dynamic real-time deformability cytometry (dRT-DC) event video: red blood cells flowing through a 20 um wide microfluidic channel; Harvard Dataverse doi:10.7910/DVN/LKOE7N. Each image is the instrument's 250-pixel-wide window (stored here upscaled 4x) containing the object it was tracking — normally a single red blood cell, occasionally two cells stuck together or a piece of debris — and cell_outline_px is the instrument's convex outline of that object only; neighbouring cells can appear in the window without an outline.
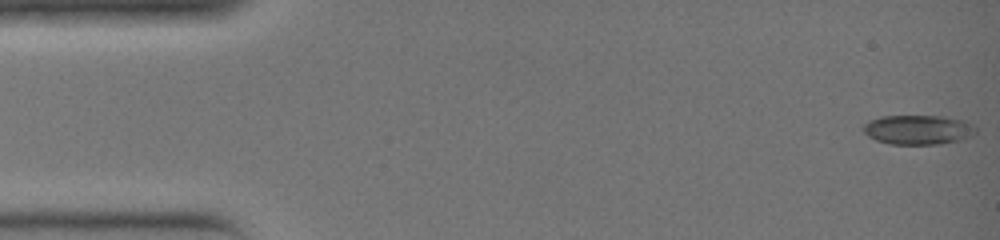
{"species": "common noctule bat (a hibernating species)", "species_latin": "Nyctalus noctula", "temperature_condition": "warm", "stored_images_in_passage": 36, "camera_frame_rate_fps": 3000, "um_per_image_px": 0.085, "animal": {"sex": "female", "body_mass_g": 19.0, "forearm_length_mm": 51.5}, "frame": {"image": 1, "passage_image": 1, "time_ms": 0.0, "image_size_px": [1000, 240], "cell_outline_px": [[976, 132], [972, 136], [960, 140], [940, 144], [892, 144], [876, 140], [868, 136], [864, 132], [864, 124], [868, 120], [880, 116], [944, 116], [964, 120], [972, 124], [976, 128]], "centroid_in_image_um": [78.05, 11.02], "position_along_channel_um": 6.9, "area_um2": 19.42}}
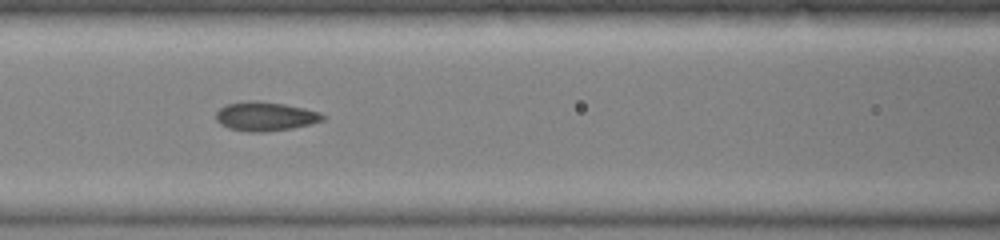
{"frame": {"image": 2, "passage_image": 16, "time_ms": 5.0, "image_size_px": [1000, 240], "cell_outline_px": [[328, 116], [324, 120], [292, 128], [264, 132], [248, 132], [228, 128], [220, 124], [216, 120], [216, 112], [220, 108], [228, 104], [252, 100], [256, 100], [284, 104], [304, 108], [320, 112]], "centroid_in_image_um": [22.56, 9.89], "position_along_channel_um": 144.0, "area_um2": 18.09}}
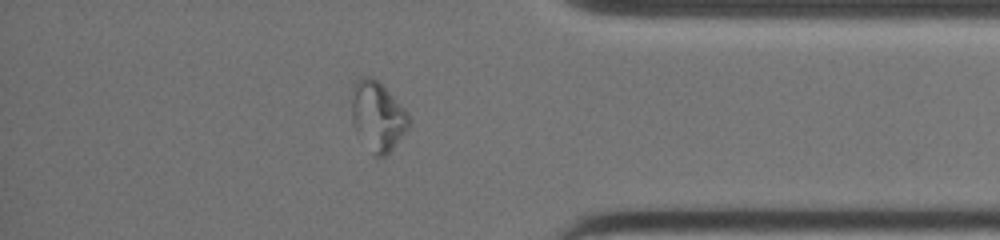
{"frame": {"image": 3, "passage_image": 31, "time_ms": 10.0, "image_size_px": [1000, 240], "cell_outline_px": [[412, 120], [408, 128], [392, 148], [384, 156], [376, 160], [372, 156], [356, 132], [352, 124], [348, 96], [356, 80], [360, 76], [372, 76], [408, 112]], "centroid_in_image_um": [32.03, 9.88], "position_along_channel_um": 403.2, "area_um2": 23.81}}